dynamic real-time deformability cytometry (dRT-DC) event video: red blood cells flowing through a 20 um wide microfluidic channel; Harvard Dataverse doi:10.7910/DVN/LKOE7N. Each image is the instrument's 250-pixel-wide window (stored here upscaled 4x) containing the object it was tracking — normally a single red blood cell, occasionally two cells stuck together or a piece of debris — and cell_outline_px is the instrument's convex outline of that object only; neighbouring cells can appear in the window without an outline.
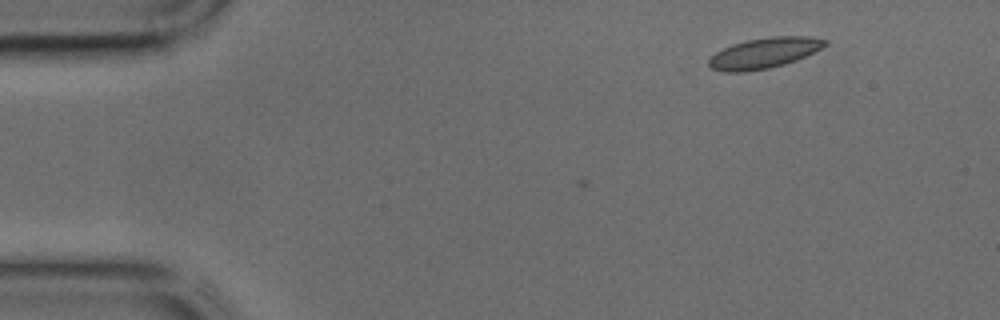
{"species": "common noctule bat (a hibernating species)", "species_latin": "Nyctalus noctula", "temperature_condition": "cold", "stored_images_in_passage": 5, "camera_frame_rate_fps": 3000, "um_per_image_px": 0.085, "animal": {"sex": "male", "body_mass_g": 17.9, "forearm_length_mm": 54.2}, "frame": {"image": 1, "passage_image": 1, "time_ms": 0.0, "image_size_px": [1000, 320], "cell_outline_px": [[828, 44], [796, 60], [784, 64], [768, 68], [744, 72], [724, 72], [712, 68], [708, 64], [708, 60], [716, 52], [732, 44], [748, 40], [772, 36], [812, 36], [828, 40]], "centroid_in_image_um": [64.96, 4.5], "position_along_channel_um": 20.0, "area_um2": 20.52}}